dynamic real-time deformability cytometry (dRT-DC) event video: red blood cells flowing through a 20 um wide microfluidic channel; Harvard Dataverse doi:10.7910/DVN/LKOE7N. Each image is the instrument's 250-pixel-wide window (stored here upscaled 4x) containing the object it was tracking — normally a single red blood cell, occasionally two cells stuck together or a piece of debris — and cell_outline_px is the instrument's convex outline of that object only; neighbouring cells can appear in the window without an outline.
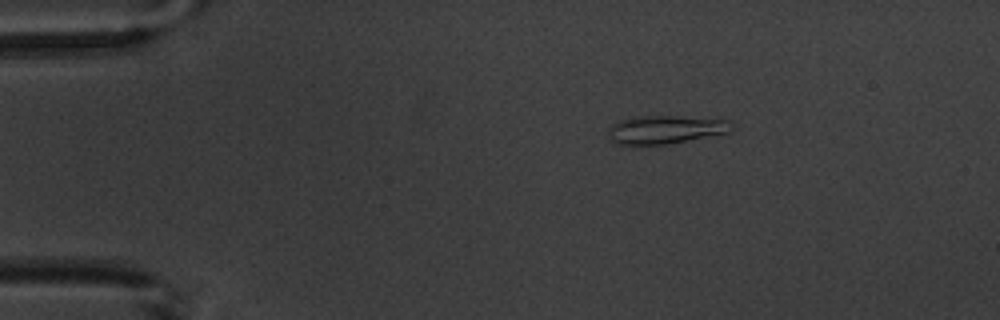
{"species": "common noctule bat (a hibernating species)", "species_latin": "Nyctalus noctula", "temperature_condition": "warm", "stored_images_in_passage": 4, "camera_frame_rate_fps": 3000, "um_per_image_px": 0.085, "animal": {"sex": "male", "body_mass_g": 20.1, "forearm_length_mm": 53.5}, "frame": {"image": 1, "passage_image": 2, "time_ms": 1.333, "image_size_px": [1000, 320], "cell_outline_px": [[732, 132], [664, 144], [612, 144], [608, 132], [608, 128], [612, 124], [620, 120], [636, 116], [676, 116], [728, 120], [732, 128]], "centroid_in_image_um": [56.51, 11.01], "position_along_channel_um": 28.5, "area_um2": 20.11}}